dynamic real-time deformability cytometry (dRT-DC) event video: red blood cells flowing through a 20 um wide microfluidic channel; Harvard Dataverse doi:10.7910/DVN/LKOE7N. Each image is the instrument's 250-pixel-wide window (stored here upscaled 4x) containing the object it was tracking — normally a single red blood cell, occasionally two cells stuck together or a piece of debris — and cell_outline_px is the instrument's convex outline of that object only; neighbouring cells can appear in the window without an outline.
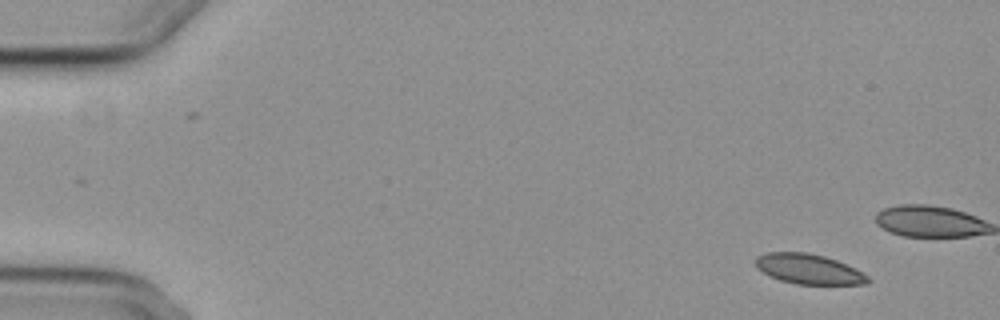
{"species": "common noctule bat (a hibernating species)", "species_latin": "Nyctalus noctula", "temperature_condition": "cold", "stored_images_in_passage": 4, "camera_frame_rate_fps": 3000, "um_per_image_px": 0.085, "animal": {"sex": "female", "body_mass_g": 29.2, "forearm_length_mm": 56.3}, "frame": {"image": 1, "passage_image": 1, "time_ms": 0.0, "image_size_px": [1000, 320], "cell_outline_px": [[872, 280], [868, 284], [796, 284], [780, 280], [756, 268], [756, 256], [764, 252], [808, 252], [824, 256], [836, 260], [868, 276]], "centroid_in_image_um": [68.72, 22.86], "position_along_channel_um": 16.3, "area_um2": 19.48}}
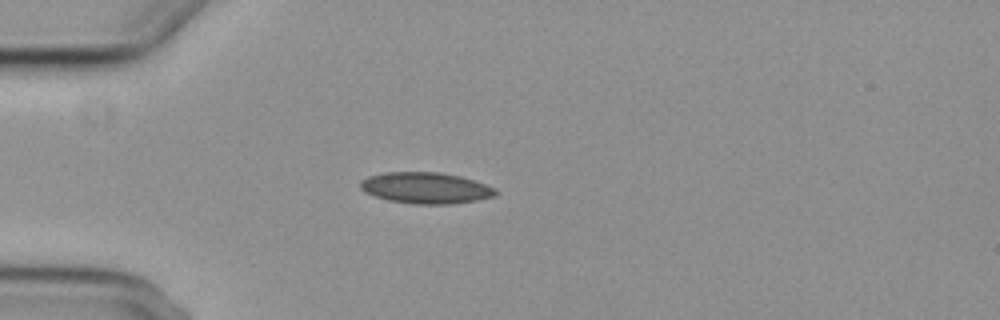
{"frame": {"image": 2, "passage_image": 4, "time_ms": 5.333, "image_size_px": [1000, 320], "cell_outline_px": [[496, 196], [476, 200], [452, 204], [412, 204], [388, 200], [364, 192], [360, 188], [360, 180], [368, 176], [384, 172], [440, 172], [460, 176], [496, 188]], "centroid_in_image_um": [36.16, 15.97], "position_along_channel_um": 48.8, "area_um2": 24.62}}